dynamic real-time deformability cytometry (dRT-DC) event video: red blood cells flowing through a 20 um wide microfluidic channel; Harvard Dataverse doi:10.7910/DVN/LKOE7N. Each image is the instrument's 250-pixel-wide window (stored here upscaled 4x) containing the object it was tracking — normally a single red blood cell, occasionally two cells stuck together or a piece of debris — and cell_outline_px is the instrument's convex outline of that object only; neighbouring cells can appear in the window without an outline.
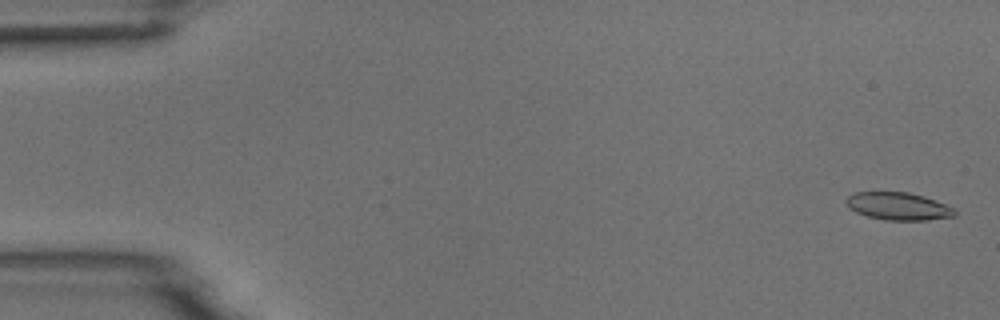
{"species": "common noctule bat (a hibernating species)", "species_latin": "Nyctalus noctula", "temperature_condition": "room temperature", "stored_images_in_passage": 5, "camera_frame_rate_fps": 3000, "um_per_image_px": 0.085, "animal": {"sex": "male", "body_mass_g": 18.8}, "frame": {"image": 1, "passage_image": 1, "time_ms": 0.0, "image_size_px": [1000, 320], "cell_outline_px": [[956, 216], [928, 220], [884, 220], [868, 216], [856, 212], [848, 208], [844, 200], [852, 192], [908, 192], [924, 196], [956, 208]], "centroid_in_image_um": [76.35, 17.53], "position_along_channel_um": 8.7, "area_um2": 17.69}}
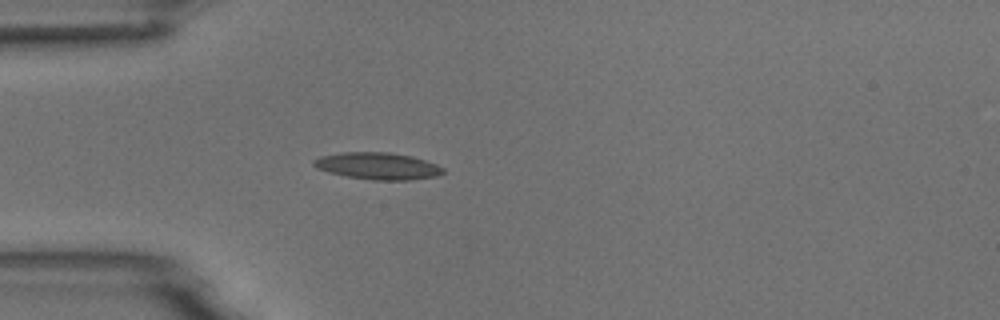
{"frame": {"image": 2, "passage_image": 5, "time_ms": 4.667, "image_size_px": [1000, 320], "cell_outline_px": [[444, 172], [436, 176], [408, 180], [372, 180], [348, 176], [328, 172], [316, 168], [312, 164], [312, 160], [320, 156], [340, 152], [388, 152], [412, 156], [436, 164], [444, 168]], "centroid_in_image_um": [32.08, 14.1], "position_along_channel_um": 52.9, "area_um2": 20.29}}